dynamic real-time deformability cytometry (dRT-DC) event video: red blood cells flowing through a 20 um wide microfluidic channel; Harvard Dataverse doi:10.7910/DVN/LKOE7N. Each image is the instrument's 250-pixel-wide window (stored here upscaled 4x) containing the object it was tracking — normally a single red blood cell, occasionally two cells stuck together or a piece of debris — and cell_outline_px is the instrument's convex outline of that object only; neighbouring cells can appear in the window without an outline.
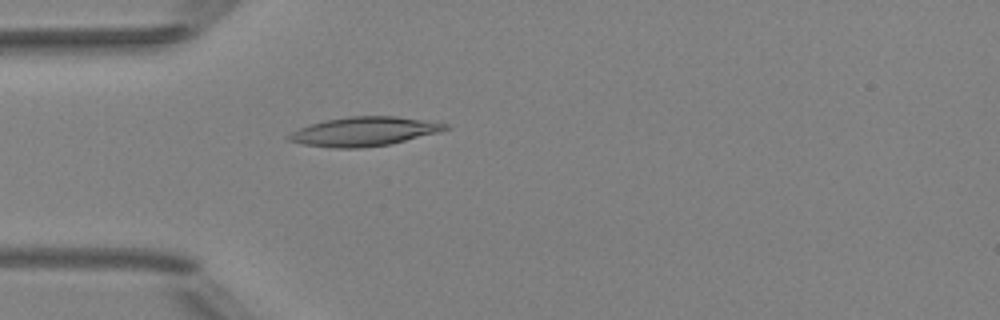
{"species": "Egyptian fruit bat (a non-hibernating species)", "species_latin": "Rousettus aegyptiacus", "temperature_condition": "room temperature", "stored_images_in_passage": 4, "camera_frame_rate_fps": 3000, "um_per_image_px": 0.085, "animal": {"sex": "female"}, "frame": {"image": 1, "passage_image": 4, "time_ms": 4.0, "image_size_px": [1000, 320], "cell_outline_px": [[452, 128], [392, 144], [360, 148], [332, 148], [304, 144], [288, 140], [284, 136], [300, 128], [324, 120], [348, 116], [396, 116], [448, 124]], "centroid_in_image_um": [30.93, 11.18], "position_along_channel_um": 54.1, "area_um2": 26.41}}